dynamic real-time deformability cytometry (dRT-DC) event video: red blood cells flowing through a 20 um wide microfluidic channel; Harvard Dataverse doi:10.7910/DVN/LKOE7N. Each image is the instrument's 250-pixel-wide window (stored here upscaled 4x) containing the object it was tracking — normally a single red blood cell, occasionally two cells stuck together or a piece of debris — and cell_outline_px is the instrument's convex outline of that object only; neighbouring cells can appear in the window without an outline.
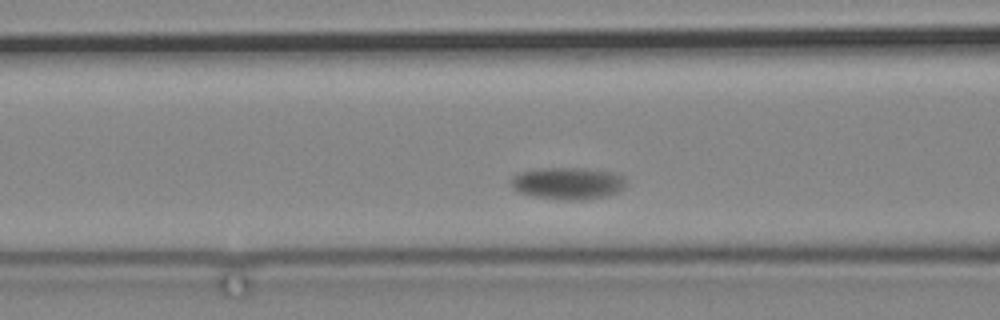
{"species": "common noctule bat (a hibernating species)", "species_latin": "Nyctalus noctula", "temperature_condition": "cold", "stored_images_in_passage": 48, "camera_frame_rate_fps": 3000, "um_per_image_px": 0.085, "animal": {"sex": "male", "body_mass_g": 19.2, "forearm_length_mm": 51.8}, "frame": {"image": 1, "passage_image": 7, "time_ms": 2.0, "image_size_px": [1000, 320], "cell_outline_px": [[628, 184], [624, 188], [608, 196], [584, 200], [564, 200], [536, 196], [520, 192], [512, 188], [512, 176], [520, 172], [540, 168], [584, 168], [612, 172], [624, 176]], "centroid_in_image_um": [48.32, 15.58], "position_along_channel_um": 118.3, "area_um2": 21.56}}
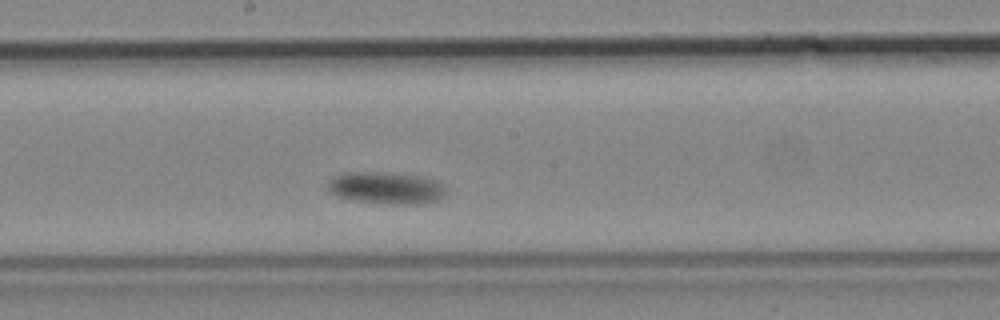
{"frame": {"image": 2, "passage_image": 17, "time_ms": 5.333, "image_size_px": [1000, 320], "cell_outline_px": [[448, 192], [444, 196], [436, 200], [416, 204], [392, 204], [356, 200], [340, 196], [332, 192], [328, 188], [328, 180], [332, 176], [348, 172], [380, 172], [416, 176], [436, 180], [448, 188]], "centroid_in_image_um": [32.86, 15.97], "position_along_channel_um": 215.3, "area_um2": 21.79}}
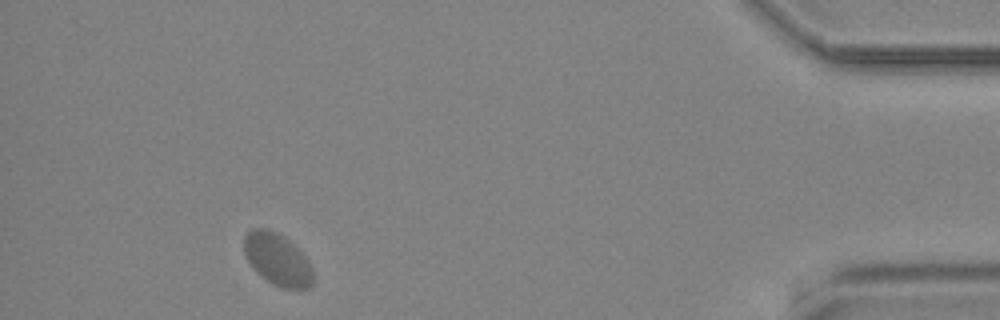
{"frame": {"image": 3, "passage_image": 43, "time_ms": 14.0, "image_size_px": [1000, 320], "cell_outline_px": [[312, 284], [308, 288], [280, 288], [272, 284], [260, 276], [252, 268], [244, 256], [244, 236], [252, 228], [268, 228], [284, 236], [308, 260], [312, 268]], "centroid_in_image_um": [23.53, 22.05], "position_along_channel_um": 411.7, "area_um2": 20.98}}